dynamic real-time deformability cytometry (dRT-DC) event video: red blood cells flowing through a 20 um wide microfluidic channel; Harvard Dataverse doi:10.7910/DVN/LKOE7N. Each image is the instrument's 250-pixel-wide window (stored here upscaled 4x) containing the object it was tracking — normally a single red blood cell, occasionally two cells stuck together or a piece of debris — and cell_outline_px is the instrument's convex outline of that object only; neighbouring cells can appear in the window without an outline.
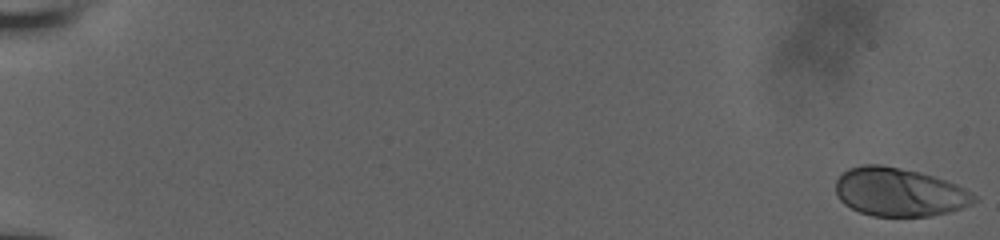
{"species": "human", "species_latin": "Homo sapiens", "temperature_condition": "room temperature", "stored_images_in_passage": 56, "camera_frame_rate_fps": 3000, "um_per_image_px": 0.085, "donor": {"sex": "male"}, "frame": {"image": 1, "passage_image": 1, "time_ms": 0.0, "image_size_px": [1000, 240], "cell_outline_px": [[980, 200], [972, 204], [948, 212], [932, 216], [872, 216], [860, 212], [844, 204], [836, 196], [836, 180], [848, 168], [864, 164], [880, 164], [920, 172], [956, 184], [972, 192]], "centroid_in_image_um": [76.43, 16.33], "position_along_channel_um": 8.6, "area_um2": 39.13}}
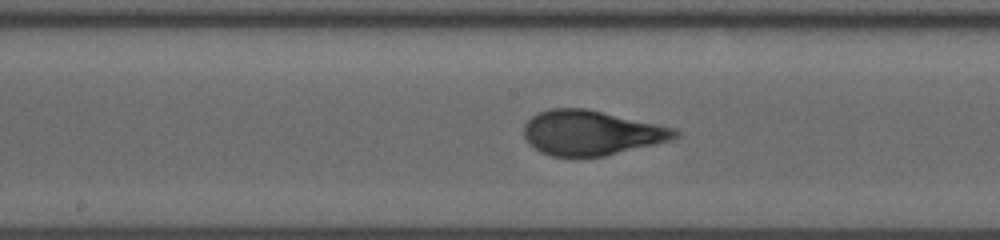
{"frame": {"image": 2, "passage_image": 32, "time_ms": 10.333, "image_size_px": [1000, 240], "cell_outline_px": [[680, 136], [672, 140], [604, 156], [580, 160], [552, 156], [540, 152], [528, 144], [524, 136], [524, 124], [532, 116], [548, 108], [584, 108], [676, 128], [680, 132]], "centroid_in_image_um": [50.23, 11.33], "position_along_channel_um": 198.0, "area_um2": 40.11}}
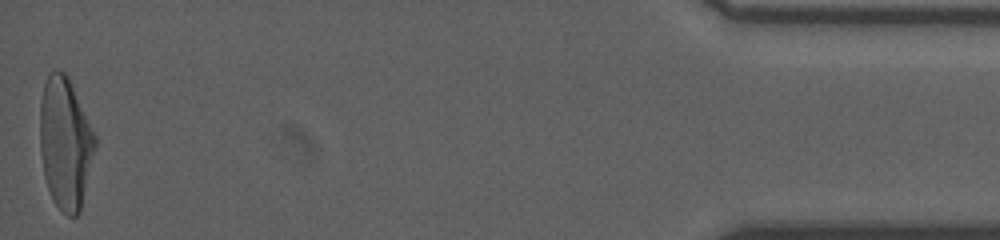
{"frame": {"image": 3, "passage_image": 56, "time_ms": 18.333, "image_size_px": [1000, 240], "cell_outline_px": [[96, 148], [80, 212], [76, 216], [68, 216], [52, 200], [44, 176], [40, 152], [40, 100], [44, 84], [48, 72], [52, 68], [64, 72], [68, 76], [96, 136]], "centroid_in_image_um": [5.54, 12.14], "position_along_channel_um": 429.7, "area_um2": 42.54}, "authors_computed_cell_mechanics": {"area_um2": 39.2462, "velocity_mm_per_s": 3.9205, "shape_relaxation_time_tau1_ms": 5.5906, "shape_relaxation_time_tau2_ms": null, "deformation_change_tau1": 0.2213, "deformation_change_tau2": null}}